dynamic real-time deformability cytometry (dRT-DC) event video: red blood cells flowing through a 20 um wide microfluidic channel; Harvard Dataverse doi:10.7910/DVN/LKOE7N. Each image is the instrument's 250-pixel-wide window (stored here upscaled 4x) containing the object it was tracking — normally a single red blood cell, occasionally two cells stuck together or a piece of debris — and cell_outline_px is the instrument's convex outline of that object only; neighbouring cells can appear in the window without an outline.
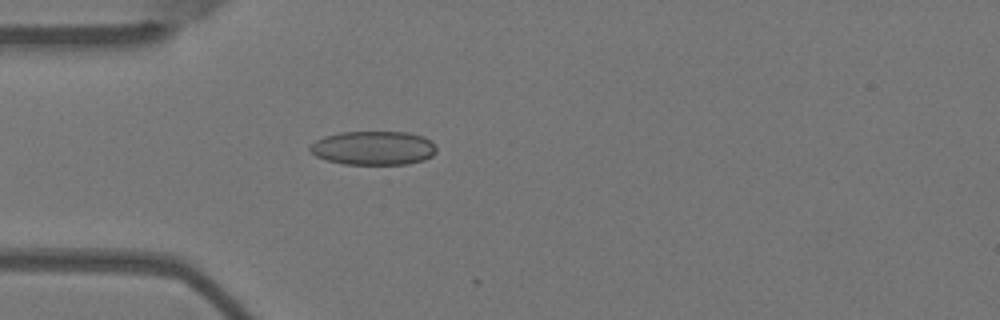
{"species": "Egyptian fruit bat (a non-hibernating species)", "species_latin": "Rousettus aegyptiacus", "temperature_condition": "warm", "stored_images_in_passage": 3, "camera_frame_rate_fps": 3000, "um_per_image_px": 0.085, "animal": {"sex": "female"}, "frame": {"image": 1, "passage_image": 1, "time_ms": 0.0, "image_size_px": [1000, 320], "cell_outline_px": [[436, 152], [432, 156], [424, 160], [408, 164], [344, 164], [328, 160], [316, 156], [308, 148], [316, 140], [324, 136], [340, 132], [408, 132], [424, 136], [436, 148]], "centroid_in_image_um": [31.75, 12.58], "position_along_channel_um": 53.3, "area_um2": 24.91}}